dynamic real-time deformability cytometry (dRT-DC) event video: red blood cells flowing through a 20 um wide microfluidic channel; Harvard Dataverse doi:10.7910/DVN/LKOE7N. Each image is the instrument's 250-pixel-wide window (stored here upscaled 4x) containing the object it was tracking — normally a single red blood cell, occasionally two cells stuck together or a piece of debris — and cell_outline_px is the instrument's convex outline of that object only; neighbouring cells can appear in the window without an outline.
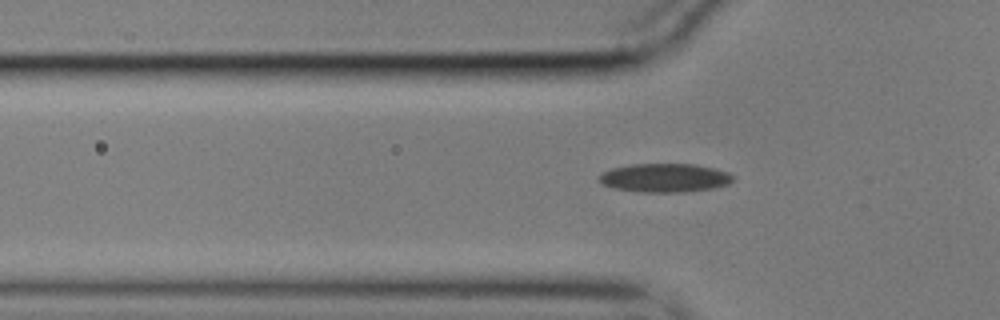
{"species": "common noctule bat (a hibernating species)", "species_latin": "Nyctalus noctula", "temperature_condition": "cold", "stored_images_in_passage": 44, "segment_of_instrument_passage": [1, 2], "camera_frame_rate_fps": 3000, "um_per_image_px": 0.085, "animal": {"sex": "male", "body_mass_g": 17.9}, "frame": {"image": 1, "passage_image": 12, "time_ms": 3.667, "image_size_px": [1000, 320], "cell_outline_px": [[736, 176], [728, 184], [712, 188], [680, 192], [644, 192], [616, 188], [604, 184], [600, 180], [600, 176], [604, 172], [612, 168], [632, 164], [696, 164], [728, 172]], "centroid_in_image_um": [56.55, 15.1], "position_along_channel_um": 69.2, "area_um2": 22.02}}
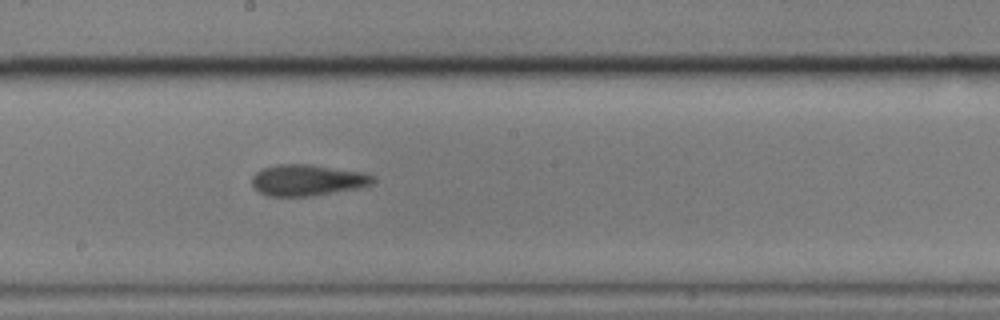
{"frame": {"image": 2, "passage_image": 25, "time_ms": 8.0, "image_size_px": [1000, 320], "cell_outline_px": [[376, 180], [372, 184], [356, 188], [312, 196], [268, 196], [260, 192], [252, 184], [252, 176], [256, 172], [264, 168], [276, 164], [308, 164], [368, 172]], "centroid_in_image_um": [26.15, 15.3], "position_along_channel_um": 222.0, "area_um2": 22.02}}
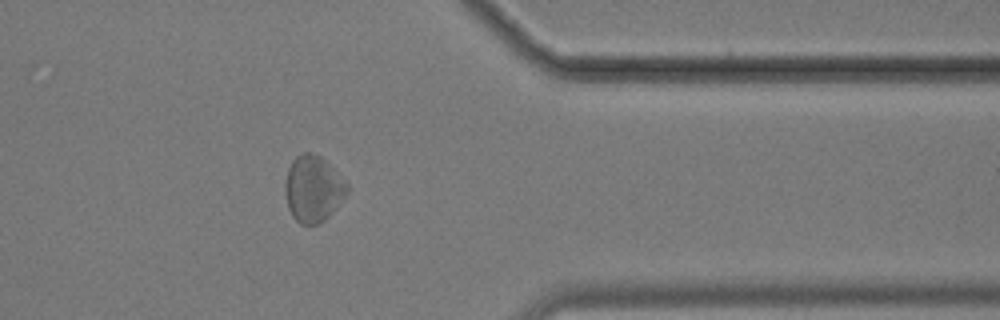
{"frame": {"image": 3, "passage_image": 40, "time_ms": 13.0, "image_size_px": [1000, 320], "cell_outline_px": [[352, 188], [336, 208], [320, 224], [300, 224], [292, 216], [288, 208], [284, 192], [284, 184], [288, 168], [292, 160], [296, 156], [304, 152], [312, 152], [320, 156]], "centroid_in_image_um": [26.61, 16.05], "position_along_channel_um": 384.8, "area_um2": 24.1}}